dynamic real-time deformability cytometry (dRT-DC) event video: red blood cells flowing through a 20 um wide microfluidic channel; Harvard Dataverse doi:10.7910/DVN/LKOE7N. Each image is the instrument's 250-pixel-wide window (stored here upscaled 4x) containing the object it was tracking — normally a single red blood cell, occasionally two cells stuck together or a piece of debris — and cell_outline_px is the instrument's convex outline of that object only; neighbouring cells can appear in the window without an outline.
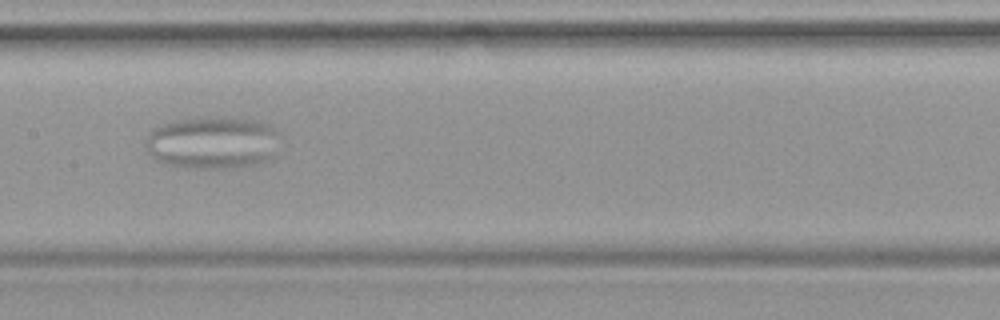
{"species": "common noctule bat (a hibernating species)", "species_latin": "Nyctalus noctula", "temperature_condition": "warm", "stored_images_in_passage": 37, "camera_frame_rate_fps": 3000, "um_per_image_px": 0.085, "animal": {"sex": "female", "body_mass_g": 19.9}, "frame": {"image": 1, "passage_image": 16, "time_ms": 5.0, "image_size_px": [1000, 320], "cell_outline_px": [[276, 132], [268, 156], [260, 164], [240, 168], [184, 168], [168, 164], [156, 160], [148, 152], [148, 136], [152, 128], [176, 120], [200, 116], [204, 116], [252, 120], [268, 124]], "centroid_in_image_um": [17.96, 12.13], "position_along_channel_um": 189.4, "area_um2": 40.23}}